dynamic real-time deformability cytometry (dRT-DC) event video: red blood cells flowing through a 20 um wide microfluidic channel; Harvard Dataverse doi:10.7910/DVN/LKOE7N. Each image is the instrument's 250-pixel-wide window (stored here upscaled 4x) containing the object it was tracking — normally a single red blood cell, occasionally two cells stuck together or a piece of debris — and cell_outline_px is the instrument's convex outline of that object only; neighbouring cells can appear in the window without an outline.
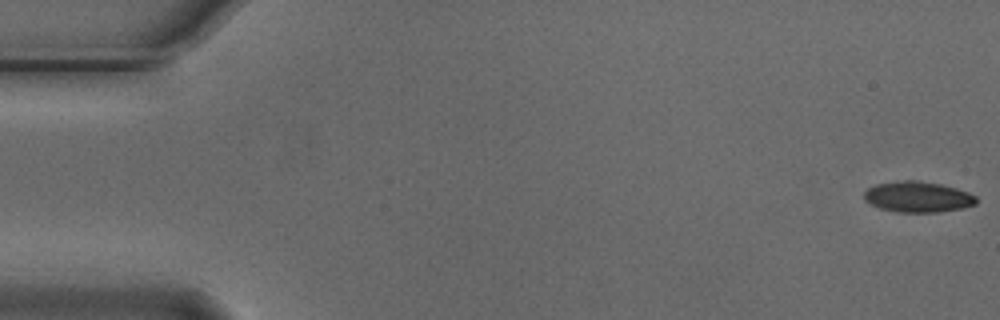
{"species": "Egyptian fruit bat (a non-hibernating species)", "species_latin": "Rousettus aegyptiacus", "temperature_condition": "cold", "stored_images_in_passage": 55, "camera_frame_rate_fps": 3000, "um_per_image_px": 0.085, "animal": {"sex": "male"}, "frame": {"image": 1, "passage_image": 1, "time_ms": 0.0, "image_size_px": [1000, 320], "cell_outline_px": [[976, 204], [964, 208], [936, 212], [896, 212], [880, 208], [864, 200], [864, 192], [868, 188], [876, 184], [904, 180], [916, 180], [940, 184], [956, 188], [968, 192], [976, 196]], "centroid_in_image_um": [78.02, 16.73], "position_along_channel_um": 7.0, "area_um2": 20.06}}
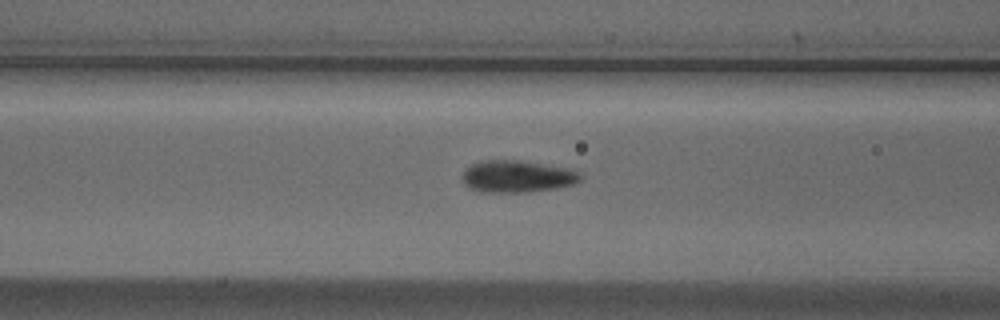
{"frame": {"image": 2, "passage_image": 22, "time_ms": 7.0, "image_size_px": [1000, 320], "cell_outline_px": [[580, 180], [572, 184], [556, 188], [528, 192], [480, 192], [468, 188], [464, 184], [460, 176], [464, 168], [480, 160], [520, 160], [544, 164], [564, 168], [580, 172]], "centroid_in_image_um": [43.86, 14.99], "position_along_channel_um": 122.7, "area_um2": 22.2}}
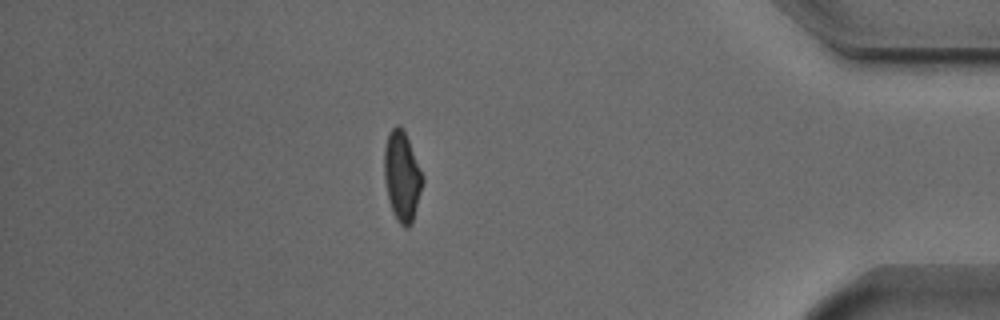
{"frame": {"image": 3, "passage_image": 48, "time_ms": 15.667, "image_size_px": [1000, 320], "cell_outline_px": [[424, 180], [412, 224], [408, 228], [404, 228], [396, 220], [392, 212], [384, 180], [384, 148], [388, 132], [396, 124], [400, 124], [408, 140], [424, 176]], "centroid_in_image_um": [34.16, 15.0], "position_along_channel_um": 401.0, "area_um2": 20.23}, "authors_computed_cell_mechanics": {"area_um2": 20.808, "velocity_mm_per_s": 3.709, "shape_relaxation_time_tau1_ms": 4.1497, "shape_relaxation_time_tau2_ms": 1.3467, "deformation_change_tau1": 0.135, "deformation_change_tau2": 0.0588}}